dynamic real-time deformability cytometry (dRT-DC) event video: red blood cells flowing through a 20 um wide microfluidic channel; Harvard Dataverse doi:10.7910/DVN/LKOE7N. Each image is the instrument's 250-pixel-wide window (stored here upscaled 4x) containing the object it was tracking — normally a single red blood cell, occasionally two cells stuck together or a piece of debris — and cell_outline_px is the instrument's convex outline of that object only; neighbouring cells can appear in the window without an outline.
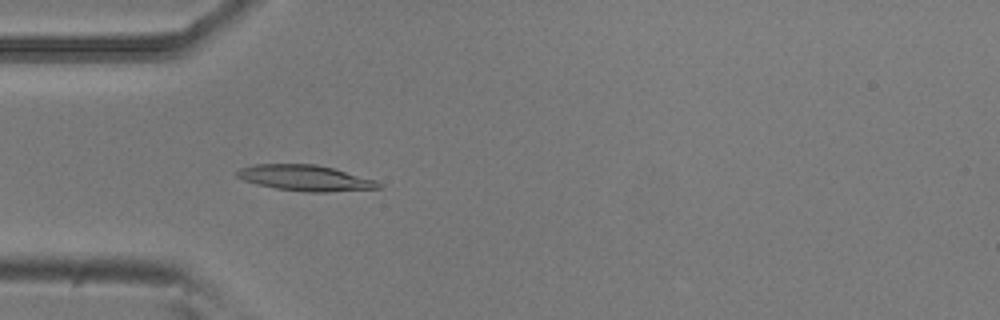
{"species": "common noctule bat (a hibernating species)", "species_latin": "Nyctalus noctula", "temperature_condition": "room temperature", "stored_images_in_passage": 47, "camera_frame_rate_fps": 3000, "um_per_image_px": 0.085, "animal": {"sex": "male", "body_mass_g": 20.5, "forearm_length_mm": 52.5}, "frame": {"image": 1, "passage_image": 10, "time_ms": 3.0, "image_size_px": [1000, 320], "cell_outline_px": [[384, 188], [324, 192], [304, 192], [276, 188], [256, 184], [244, 180], [236, 176], [236, 172], [240, 168], [256, 164], [316, 164], [332, 168], [376, 180], [384, 184]], "centroid_in_image_um": [25.98, 15.13], "position_along_channel_um": 59.0, "area_um2": 21.27}}
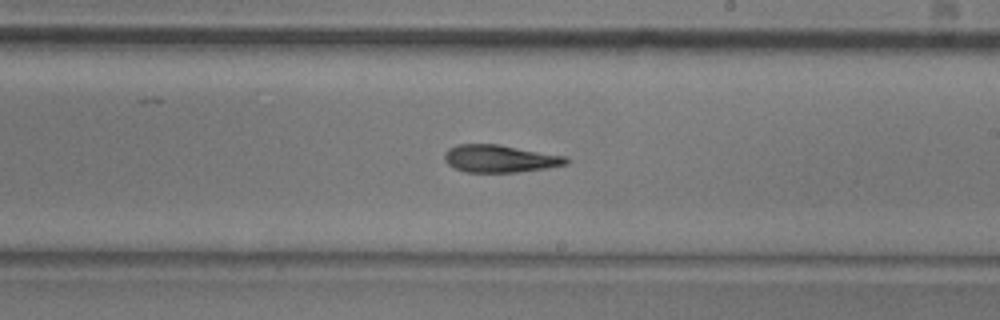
{"frame": {"image": 2, "passage_image": 25, "time_ms": 8.0, "image_size_px": [1000, 320], "cell_outline_px": [[568, 164], [548, 168], [516, 172], [468, 172], [456, 168], [448, 164], [444, 160], [444, 152], [448, 148], [456, 144], [500, 144], [564, 156], [568, 160]], "centroid_in_image_um": [42.46, 13.47], "position_along_channel_um": 246.5, "area_um2": 19.48}}
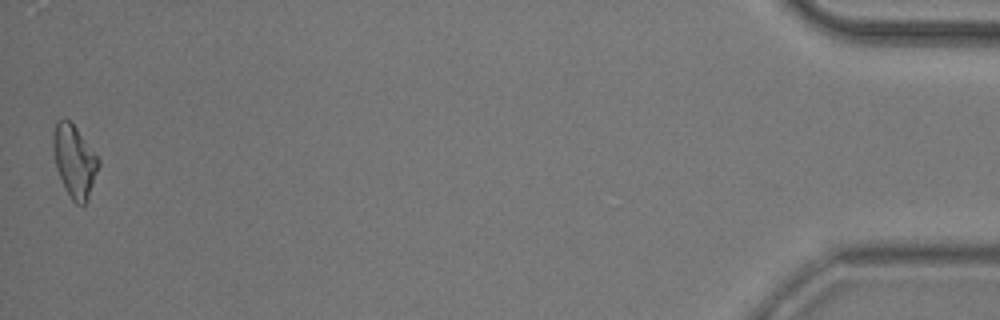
{"frame": {"image": 3, "passage_image": 47, "time_ms": 15.333, "image_size_px": [1000, 320], "cell_outline_px": [[100, 164], [88, 200], [84, 204], [76, 204], [72, 200], [64, 188], [56, 168], [52, 148], [52, 132], [56, 120], [64, 116], [76, 128], [100, 160]], "centroid_in_image_um": [6.3, 13.67], "position_along_channel_um": 428.9, "area_um2": 19.31}, "authors_computed_cell_mechanics": {"area_um2": 19.4208, "velocity_mm_per_s": 3.7887, "shape_relaxation_time_tau1_ms": 7.1445, "shape_relaxation_time_tau2_ms": 9.2318, "deformation_change_tau1": 0.1713, "deformation_change_tau2": 0.1865}}